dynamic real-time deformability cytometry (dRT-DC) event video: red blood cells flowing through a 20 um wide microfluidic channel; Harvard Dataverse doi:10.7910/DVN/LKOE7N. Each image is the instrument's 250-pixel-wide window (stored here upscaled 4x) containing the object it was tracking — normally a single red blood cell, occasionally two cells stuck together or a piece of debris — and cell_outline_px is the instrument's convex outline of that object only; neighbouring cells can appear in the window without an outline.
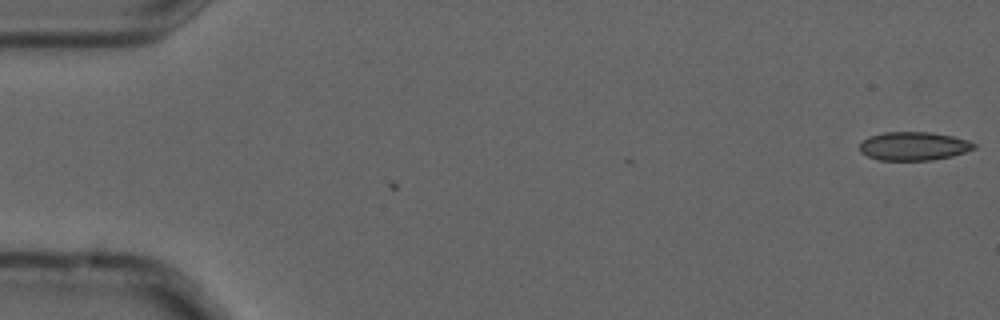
{"species": "common noctule bat (a hibernating species)", "species_latin": "Nyctalus noctula", "temperature_condition": "cold", "stored_images_in_passage": 5, "camera_frame_rate_fps": 3000, "um_per_image_px": 0.085, "animal": {"sex": "male", "forearm_length_mm": 52.5}, "frame": {"image": 1, "passage_image": 1, "time_ms": 0.0, "image_size_px": [1000, 320], "cell_outline_px": [[976, 148], [952, 156], [932, 160], [880, 160], [868, 156], [860, 152], [860, 144], [868, 136], [884, 132], [932, 132], [952, 136], [968, 140], [976, 144]], "centroid_in_image_um": [77.67, 12.41], "position_along_channel_um": 7.3, "area_um2": 19.02}}
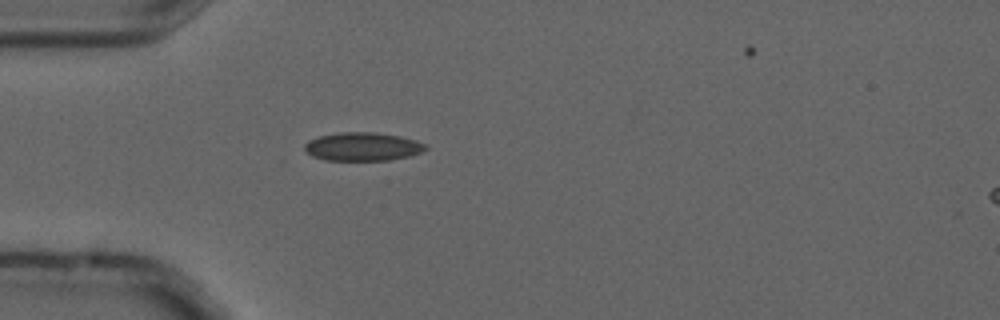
{"frame": {"image": 2, "passage_image": 4, "time_ms": 1.0, "image_size_px": [1000, 320], "cell_outline_px": [[428, 148], [420, 152], [408, 156], [392, 160], [324, 160], [312, 156], [304, 152], [304, 144], [308, 140], [320, 136], [340, 132], [376, 132], [400, 136], [416, 140], [428, 144]], "centroid_in_image_um": [30.82, 12.46], "position_along_channel_um": 54.2, "area_um2": 20.23}}